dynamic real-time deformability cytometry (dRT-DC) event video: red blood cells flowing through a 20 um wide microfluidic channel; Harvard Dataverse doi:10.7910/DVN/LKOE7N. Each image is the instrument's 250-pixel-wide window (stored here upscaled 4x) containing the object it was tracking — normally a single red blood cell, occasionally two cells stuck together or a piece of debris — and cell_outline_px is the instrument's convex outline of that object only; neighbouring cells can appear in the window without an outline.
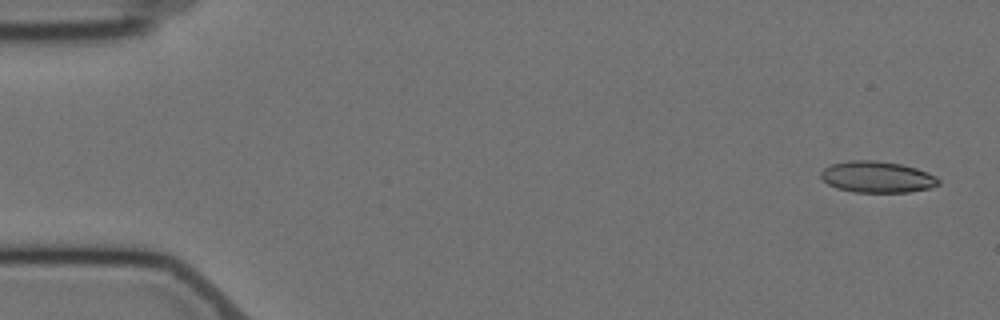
{"species": "Egyptian fruit bat (a non-hibernating species)", "species_latin": "Rousettus aegyptiacus", "temperature_condition": "cold", "stored_images_in_passage": 5, "camera_frame_rate_fps": 3000, "um_per_image_px": 0.085, "animal": {"sex": "female"}, "frame": {"image": 1, "passage_image": 1, "time_ms": 0.0, "image_size_px": [1000, 320], "cell_outline_px": [[940, 184], [932, 188], [908, 192], [852, 192], [836, 188], [828, 184], [820, 176], [820, 172], [824, 168], [832, 164], [848, 160], [876, 160], [900, 164], [916, 168], [928, 172], [936, 176], [940, 180]], "centroid_in_image_um": [74.57, 15.04], "position_along_channel_um": 10.4, "area_um2": 21.68}}